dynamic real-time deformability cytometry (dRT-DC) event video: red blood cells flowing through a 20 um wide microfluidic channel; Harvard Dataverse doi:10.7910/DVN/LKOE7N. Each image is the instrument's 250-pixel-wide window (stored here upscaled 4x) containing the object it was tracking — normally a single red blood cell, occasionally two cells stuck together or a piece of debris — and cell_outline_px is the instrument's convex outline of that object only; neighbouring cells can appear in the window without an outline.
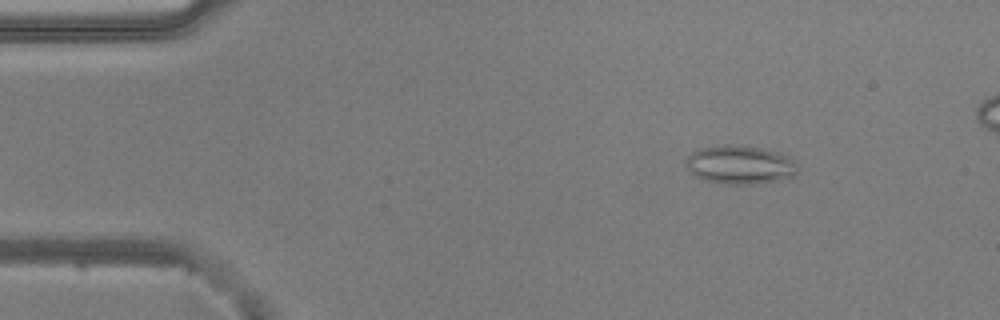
{"species": "common noctule bat (a hibernating species)", "species_latin": "Nyctalus noctula", "temperature_condition": "warm", "stored_images_in_passage": 50, "camera_frame_rate_fps": 3000, "um_per_image_px": 0.085, "animal": {"sex": "male", "body_mass_g": 20.5, "forearm_length_mm": 52.5}, "frame": {"image": 1, "passage_image": 5, "time_ms": 1.333, "image_size_px": [1000, 320], "cell_outline_px": [[796, 172], [792, 176], [780, 180], [756, 184], [724, 184], [700, 180], [684, 164], [684, 160], [692, 152], [716, 144], [728, 144], [760, 148], [780, 152], [792, 160], [796, 164]], "centroid_in_image_um": [62.85, 14.01], "position_along_channel_um": 22.1, "area_um2": 25.2}}
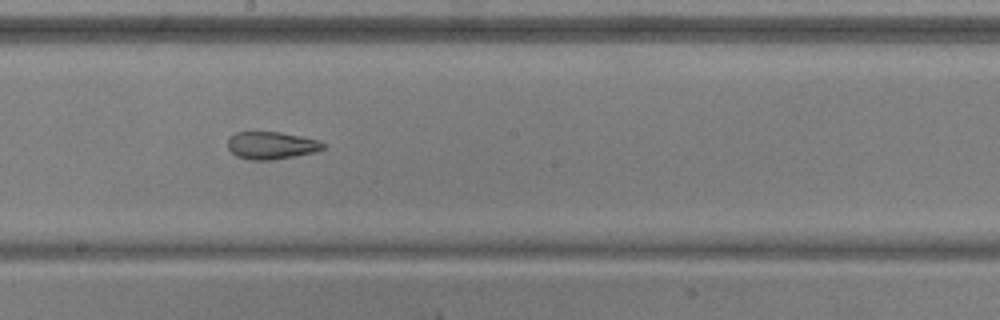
{"frame": {"image": 2, "passage_image": 27, "time_ms": 8.667, "image_size_px": [1000, 320], "cell_outline_px": [[324, 148], [312, 152], [296, 156], [272, 160], [252, 160], [236, 156], [228, 148], [228, 136], [236, 132], [280, 132], [320, 140], [324, 144]], "centroid_in_image_um": [23.04, 12.35], "position_along_channel_um": 225.2, "area_um2": 15.26}}
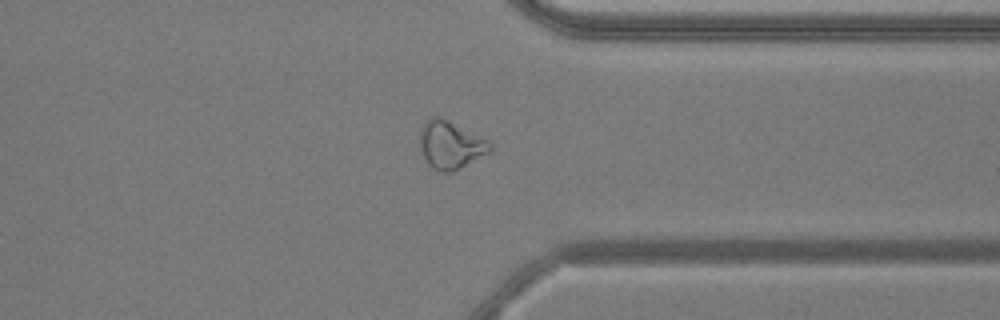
{"frame": {"image": 3, "passage_image": 39, "time_ms": 12.667, "image_size_px": [1000, 320], "cell_outline_px": [[492, 152], [452, 172], [440, 172], [432, 168], [428, 164], [420, 148], [420, 128], [432, 116], [440, 116], [488, 140], [492, 144]], "centroid_in_image_um": [38.31, 12.33], "position_along_channel_um": 373.1, "area_um2": 19.59}, "authors_computed_cell_mechanics": {"area_um2": 20.0855, "velocity_mm_per_s": 3.781, "shape_relaxation_time_tau1_ms": null, "shape_relaxation_time_tau2_ms": 4.4052, "deformation_change_tau1": null, "deformation_change_tau2": 0.1371}}